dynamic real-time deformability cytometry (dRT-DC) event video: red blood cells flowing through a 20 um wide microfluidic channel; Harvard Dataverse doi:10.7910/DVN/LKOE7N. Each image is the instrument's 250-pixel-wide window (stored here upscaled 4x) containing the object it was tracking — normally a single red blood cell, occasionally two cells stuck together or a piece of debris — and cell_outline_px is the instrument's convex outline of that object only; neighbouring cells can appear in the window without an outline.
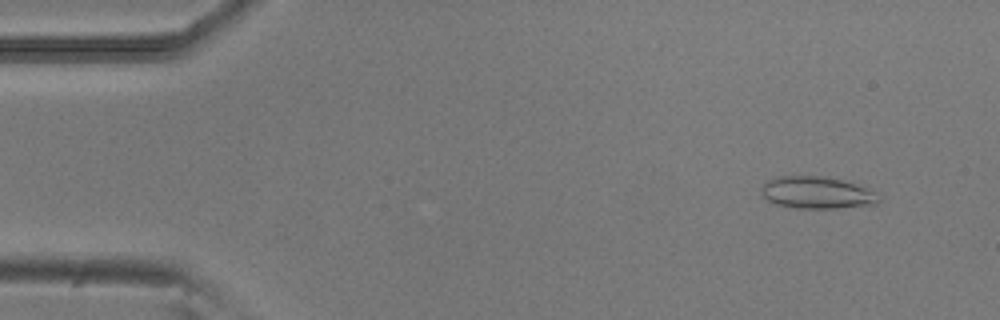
{"species": "common noctule bat (a hibernating species)", "species_latin": "Nyctalus noctula", "temperature_condition": "room temperature", "stored_images_in_passage": 3, "camera_frame_rate_fps": 3000, "um_per_image_px": 0.085, "animal": {"sex": "male", "body_mass_g": 20.5, "forearm_length_mm": 52.5}, "frame": {"image": 1, "passage_image": 1, "time_ms": 0.0, "image_size_px": [1000, 320], "cell_outline_px": [[884, 196], [876, 204], [836, 208], [792, 208], [776, 204], [768, 200], [760, 192], [760, 188], [768, 180], [780, 176], [824, 176], [844, 180]], "centroid_in_image_um": [69.43, 16.38], "position_along_channel_um": 15.6, "area_um2": 21.96}}